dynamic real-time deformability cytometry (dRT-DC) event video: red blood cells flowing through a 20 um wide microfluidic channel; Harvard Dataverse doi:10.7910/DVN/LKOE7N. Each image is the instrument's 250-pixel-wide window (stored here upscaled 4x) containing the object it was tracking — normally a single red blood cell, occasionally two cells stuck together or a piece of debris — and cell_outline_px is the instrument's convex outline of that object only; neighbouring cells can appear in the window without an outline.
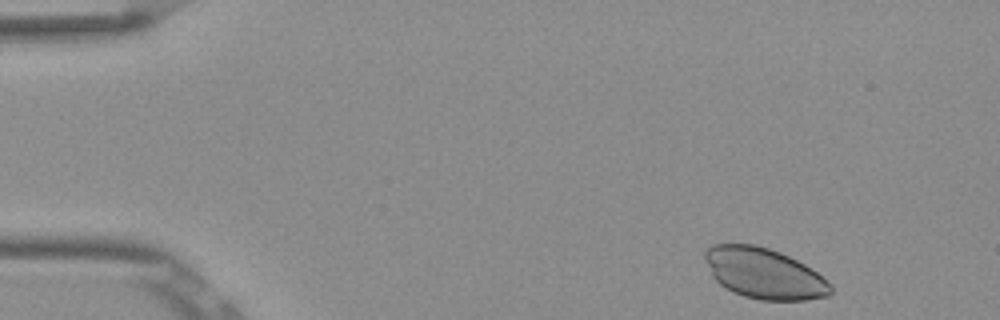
{"species": "Egyptian fruit bat (a non-hibernating species)", "species_latin": "Rousettus aegyptiacus", "temperature_condition": "room temperature", "stored_images_in_passage": 48, "camera_frame_rate_fps": 3000, "um_per_image_px": 0.085, "frame": {"image": 1, "passage_image": 1, "time_ms": 0.0, "image_size_px": [1000, 320], "cell_outline_px": [[832, 292], [828, 296], [804, 300], [760, 300], [744, 296], [732, 292], [720, 284], [712, 276], [704, 256], [704, 252], [712, 244], [756, 244], [780, 252], [804, 264], [824, 276], [832, 284]], "centroid_in_image_um": [64.97, 23.24], "position_along_channel_um": 20.0, "area_um2": 37.17}}